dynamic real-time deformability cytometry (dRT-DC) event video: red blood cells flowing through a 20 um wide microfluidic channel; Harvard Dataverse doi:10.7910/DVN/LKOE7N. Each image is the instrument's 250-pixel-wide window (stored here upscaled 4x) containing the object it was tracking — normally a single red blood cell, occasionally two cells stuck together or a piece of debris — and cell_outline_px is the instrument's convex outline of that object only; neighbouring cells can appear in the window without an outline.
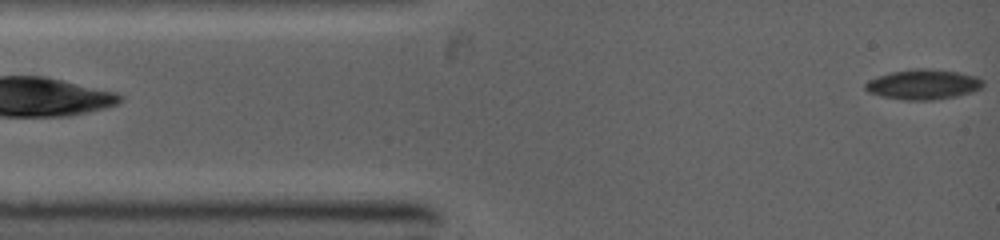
{"species": "common noctule bat (a hibernating species)", "species_latin": "Nyctalus noctula", "temperature_condition": "warm", "stored_images_in_passage": 4, "segment_of_instrument_passage": [1, 2], "camera_frame_rate_fps": 5000, "um_per_image_px": 0.085, "animal": {"sex": "female", "body_mass_g": 19.0, "forearm_length_mm": 53.3}, "frame": {"image": 1, "passage_image": 1, "time_ms": 0.0, "image_size_px": [1000, 240], "cell_outline_px": [[984, 88], [972, 92], [932, 100], [904, 100], [880, 96], [868, 92], [864, 88], [864, 84], [868, 80], [876, 76], [892, 72], [912, 68], [928, 68], [960, 72], [976, 76], [984, 80]], "centroid_in_image_um": [78.47, 7.16], "position_along_channel_um": 6.5, "area_um2": 20.87}}
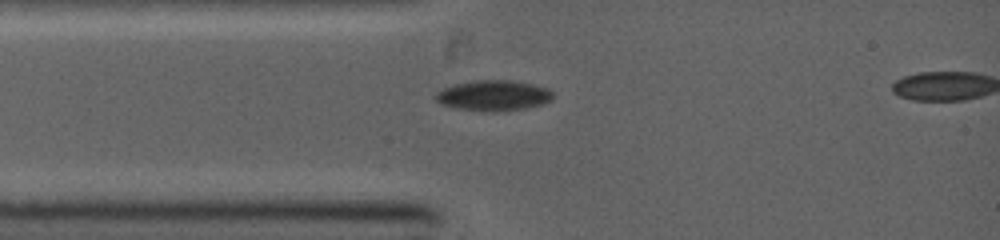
{"frame": {"image": 2, "passage_image": 3, "time_ms": 2.2, "image_size_px": [1000, 240], "cell_outline_px": [[552, 100], [544, 104], [524, 108], [496, 112], [492, 112], [456, 108], [444, 104], [436, 100], [436, 92], [452, 84], [476, 80], [512, 80], [532, 84], [548, 88], [552, 92]], "centroid_in_image_um": [41.97, 8.11], "position_along_channel_um": 43.0, "area_um2": 20.81}}